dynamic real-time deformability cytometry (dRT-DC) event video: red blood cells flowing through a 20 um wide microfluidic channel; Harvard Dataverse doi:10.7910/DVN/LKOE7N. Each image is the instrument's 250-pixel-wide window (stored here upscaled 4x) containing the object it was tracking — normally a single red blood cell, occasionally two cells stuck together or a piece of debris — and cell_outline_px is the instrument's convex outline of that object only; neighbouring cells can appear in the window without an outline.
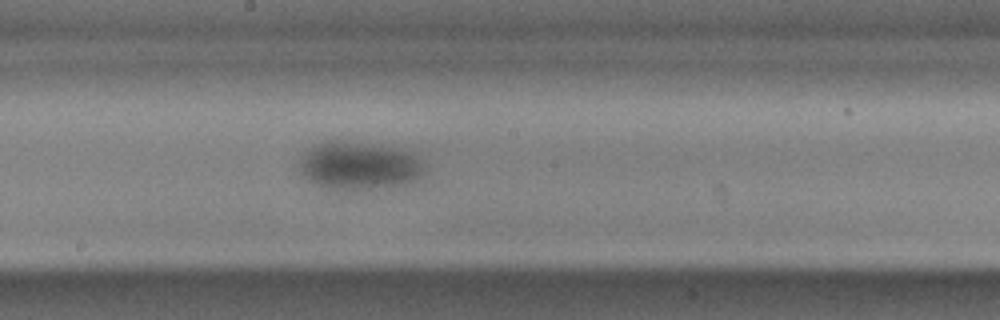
{"species": "common noctule bat (a hibernating species)", "species_latin": "Nyctalus noctula", "temperature_condition": "cold", "stored_images_in_passage": 49, "camera_frame_rate_fps": 3000, "um_per_image_px": 0.085, "animal": {"sex": "male", "body_mass_g": 17.9, "forearm_length_mm": 54.2}, "frame": {"image": 1, "passage_image": 28, "time_ms": 9.0, "image_size_px": [1000, 320], "cell_outline_px": [[428, 164], [424, 172], [412, 184], [388, 188], [360, 192], [344, 192], [324, 188], [308, 180], [296, 168], [304, 152], [308, 148], [316, 144], [328, 140], [344, 140], [372, 144], [392, 148], [408, 152], [416, 156]], "centroid_in_image_um": [30.52, 14.14], "position_along_channel_um": 217.7, "area_um2": 36.53}}
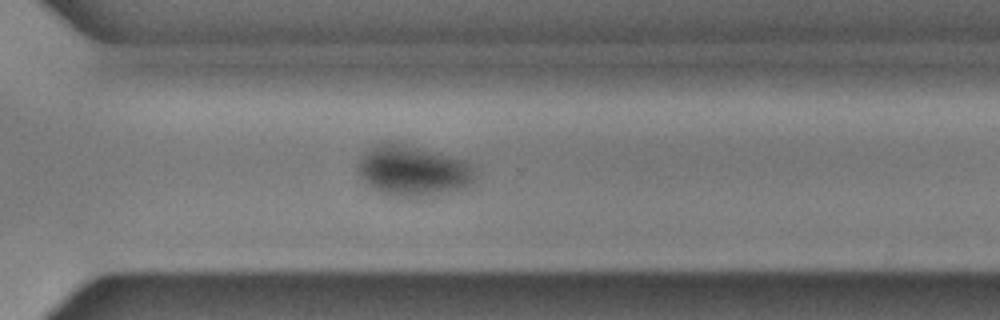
{"frame": {"image": 2, "passage_image": 38, "time_ms": 12.333, "image_size_px": [1000, 320], "cell_outline_px": [[480, 176], [472, 184], [464, 188], [436, 196], [416, 200], [408, 200], [392, 196], [380, 192], [372, 188], [356, 172], [356, 164], [360, 156], [368, 148], [376, 144], [404, 144], [468, 160], [472, 164]], "centroid_in_image_um": [35.16, 14.58], "position_along_channel_um": 335.4, "area_um2": 35.89}}
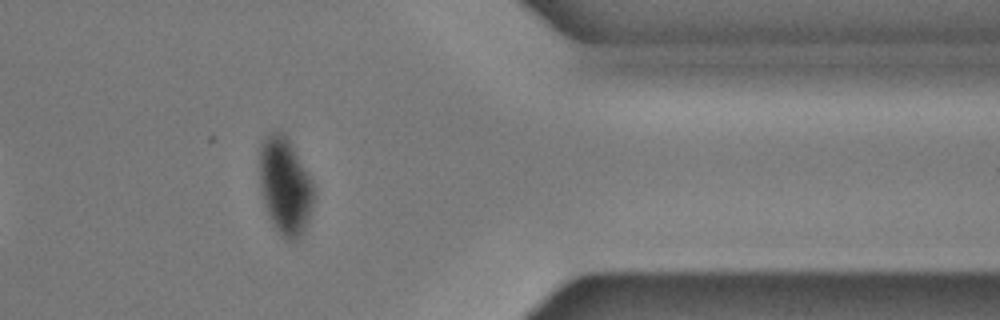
{"frame": {"image": 3, "passage_image": 44, "time_ms": 14.333, "image_size_px": [1000, 320], "cell_outline_px": [[312, 204], [308, 220], [304, 232], [296, 240], [288, 240], [280, 236], [268, 216], [264, 204], [260, 188], [260, 144], [272, 132], [280, 132], [288, 140], [308, 176], [312, 184]], "centroid_in_image_um": [24.19, 15.89], "position_along_channel_um": 387.2, "area_um2": 29.77}}